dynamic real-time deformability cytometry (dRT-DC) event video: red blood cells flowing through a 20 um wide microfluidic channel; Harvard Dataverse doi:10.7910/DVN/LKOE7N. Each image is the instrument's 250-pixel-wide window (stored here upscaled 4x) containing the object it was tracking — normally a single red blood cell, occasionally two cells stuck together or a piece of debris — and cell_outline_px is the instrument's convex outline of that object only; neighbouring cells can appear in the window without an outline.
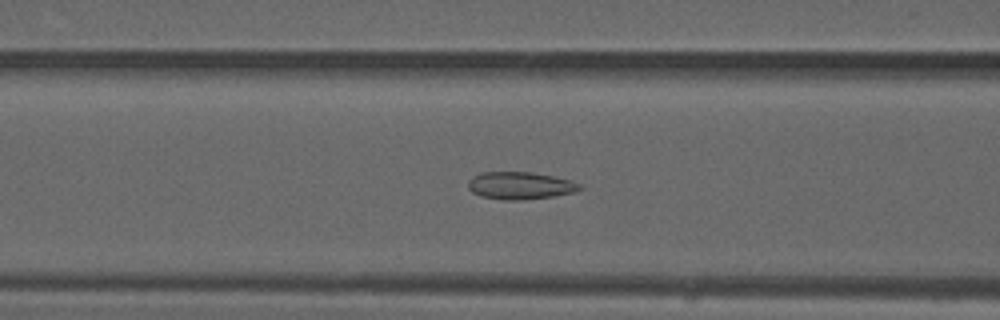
{"species": "common noctule bat (a hibernating species)", "species_latin": "Nyctalus noctula", "temperature_condition": "warm", "stored_images_in_passage": 51, "camera_frame_rate_fps": 3000, "um_per_image_px": 0.085, "animal": {"sex": "male", "forearm_length_mm": 52.5}, "frame": {"image": 1, "passage_image": 21, "time_ms": 6.667, "image_size_px": [1000, 320], "cell_outline_px": [[584, 188], [572, 192], [552, 196], [524, 200], [504, 200], [480, 196], [472, 192], [468, 188], [468, 180], [472, 176], [480, 172], [532, 172], [572, 180], [580, 184]], "centroid_in_image_um": [44.18, 15.77], "position_along_channel_um": 122.4, "area_um2": 17.92}}
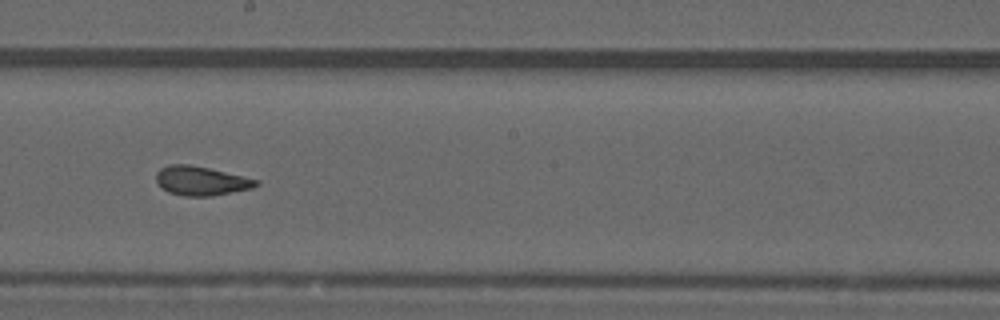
{"frame": {"image": 2, "passage_image": 29, "time_ms": 9.333, "image_size_px": [1000, 320], "cell_outline_px": [[260, 184], [252, 188], [212, 196], [184, 196], [168, 192], [156, 180], [156, 172], [160, 168], [168, 164], [192, 164], [244, 176], [260, 180]], "centroid_in_image_um": [17.11, 15.36], "position_along_channel_um": 231.1, "area_um2": 17.05}}
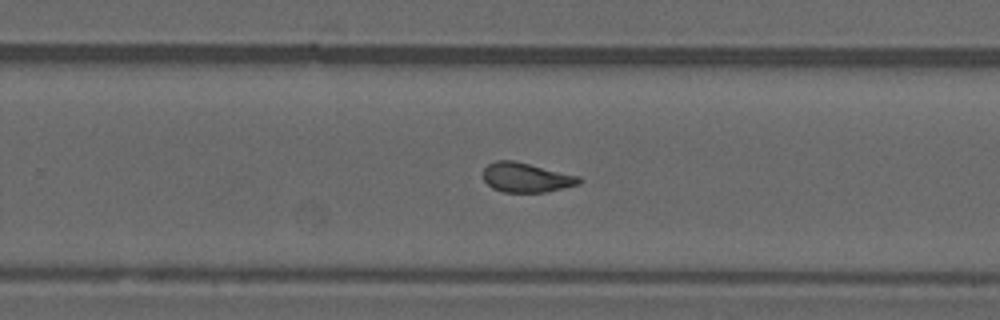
{"frame": {"image": 3, "passage_image": 33, "time_ms": 10.667, "image_size_px": [1000, 320], "cell_outline_px": [[584, 180], [580, 184], [544, 192], [504, 192], [492, 188], [484, 180], [484, 168], [488, 164], [496, 160], [512, 160], [580, 176]], "centroid_in_image_um": [44.75, 15.09], "position_along_channel_um": 285.1, "area_um2": 16.42}, "authors_computed_cell_mechanics": {"area_um2": 17.1088, "velocity_mm_per_s": 4.0841, "shape_relaxation_time_tau1_ms": null, "shape_relaxation_time_tau2_ms": 1.3538, "deformation_change_tau1": null, "deformation_change_tau2": 0.0759}}